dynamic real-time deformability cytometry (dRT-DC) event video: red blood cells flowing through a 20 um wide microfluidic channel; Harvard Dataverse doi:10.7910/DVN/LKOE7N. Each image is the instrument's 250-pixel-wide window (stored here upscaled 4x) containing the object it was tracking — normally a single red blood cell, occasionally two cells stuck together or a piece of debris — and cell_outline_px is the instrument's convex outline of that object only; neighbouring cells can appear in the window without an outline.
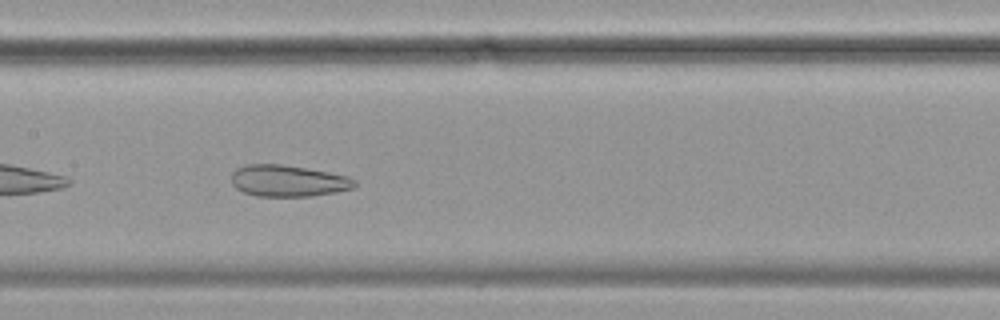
{"species": "common noctule bat (a hibernating species)", "species_latin": "Nyctalus noctula", "temperature_condition": "cold", "stored_images_in_passage": 41, "camera_frame_rate_fps": 3000, "um_per_image_px": 0.085, "animal": {"sex": "female", "body_mass_g": 19.9}, "frame": {"image": 1, "passage_image": 12, "time_ms": 3.667, "image_size_px": [1000, 320], "cell_outline_px": [[356, 184], [352, 188], [336, 192], [312, 196], [256, 196], [244, 192], [236, 188], [232, 184], [232, 172], [236, 168], [244, 164], [280, 164], [328, 172], [348, 176], [356, 180]], "centroid_in_image_um": [24.46, 15.37], "position_along_channel_um": 182.9, "area_um2": 22.6}, "authors_computed_cell_mechanics": {"area_um2": 27.8596, "velocity_mm_per_s": 3.479, "shape_relaxation_time_tau1_ms": null, "shape_relaxation_time_tau2_ms": 1.8381, "deformation_change_tau1": null, "deformation_change_tau2": 0.0869}}